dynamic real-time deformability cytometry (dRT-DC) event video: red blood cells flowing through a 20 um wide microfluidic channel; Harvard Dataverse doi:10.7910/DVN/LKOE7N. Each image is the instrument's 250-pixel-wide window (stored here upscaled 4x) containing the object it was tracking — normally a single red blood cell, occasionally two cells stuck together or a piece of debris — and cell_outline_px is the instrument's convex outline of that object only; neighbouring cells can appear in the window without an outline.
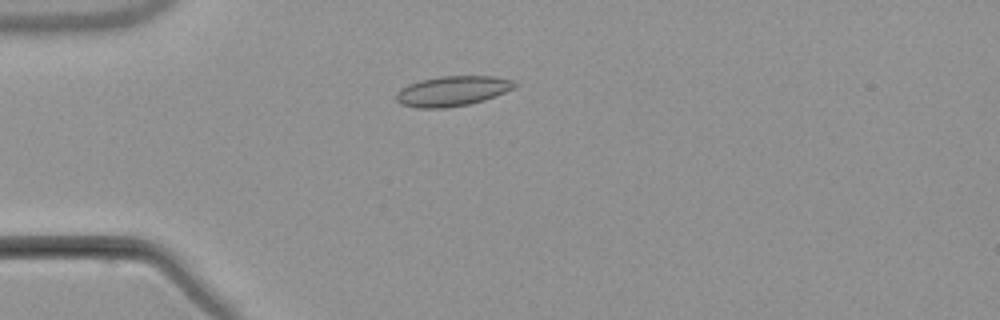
{"species": "common noctule bat (a hibernating species)", "species_latin": "Nyctalus noctula", "temperature_condition": "warm", "stored_images_in_passage": 5, "camera_frame_rate_fps": 3000, "um_per_image_px": 0.085, "animal": {"sex": "male", "body_mass_g": 21.5, "forearm_length_mm": 52.0}, "frame": {"image": 1, "passage_image": 3, "time_ms": 2.667, "image_size_px": [1000, 320], "cell_outline_px": [[520, 84], [516, 88], [484, 100], [468, 104], [444, 108], [416, 108], [400, 104], [396, 100], [396, 92], [400, 88], [408, 84], [420, 80], [440, 76], [496, 76], [516, 80]], "centroid_in_image_um": [38.49, 7.73], "position_along_channel_um": 46.5, "area_um2": 21.1}}
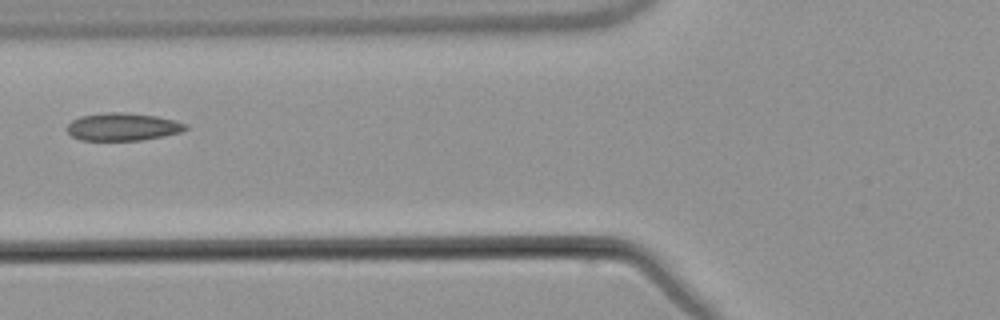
{"frame": {"image": 2, "passage_image": 5, "time_ms": 5.0, "image_size_px": [1000, 320], "cell_outline_px": [[188, 128], [180, 132], [164, 136], [140, 140], [80, 140], [72, 136], [64, 128], [72, 120], [80, 116], [108, 112], [124, 112], [156, 116], [176, 120], [188, 124]], "centroid_in_image_um": [10.43, 10.77], "position_along_channel_um": 115.4, "area_um2": 19.25}}